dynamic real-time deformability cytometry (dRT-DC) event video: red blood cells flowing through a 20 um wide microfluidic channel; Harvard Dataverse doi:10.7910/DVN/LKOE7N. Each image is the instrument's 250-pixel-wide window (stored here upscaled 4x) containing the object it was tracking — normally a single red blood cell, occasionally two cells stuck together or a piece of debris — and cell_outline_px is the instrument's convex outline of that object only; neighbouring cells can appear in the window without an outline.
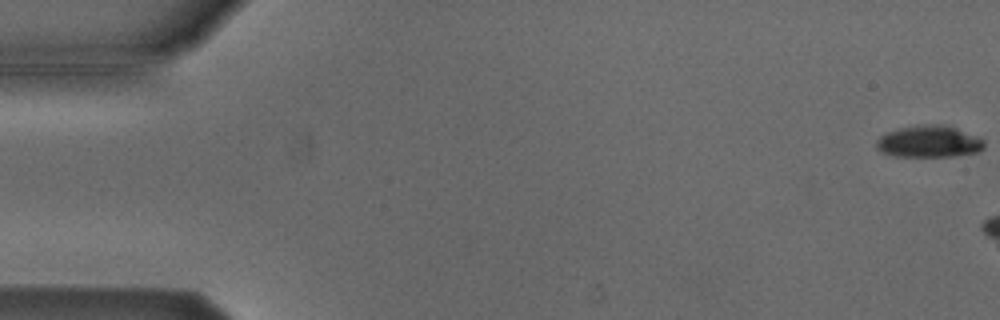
{"species": "Egyptian fruit bat (a non-hibernating species)", "species_latin": "Rousettus aegyptiacus", "temperature_condition": "cold", "stored_images_in_passage": 6, "camera_frame_rate_fps": 3000, "um_per_image_px": 0.085, "animal": {"sex": "male"}, "frame": {"image": 1, "passage_image": 1, "time_ms": 0.0, "image_size_px": [1000, 320], "cell_outline_px": [[984, 148], [980, 152], [956, 156], [892, 156], [880, 152], [876, 148], [876, 140], [880, 136], [888, 132], [900, 128], [920, 124], [944, 124], [956, 128], [976, 136], [984, 140]], "centroid_in_image_um": [78.96, 12.04], "position_along_channel_um": 6.0, "area_um2": 20.17}}